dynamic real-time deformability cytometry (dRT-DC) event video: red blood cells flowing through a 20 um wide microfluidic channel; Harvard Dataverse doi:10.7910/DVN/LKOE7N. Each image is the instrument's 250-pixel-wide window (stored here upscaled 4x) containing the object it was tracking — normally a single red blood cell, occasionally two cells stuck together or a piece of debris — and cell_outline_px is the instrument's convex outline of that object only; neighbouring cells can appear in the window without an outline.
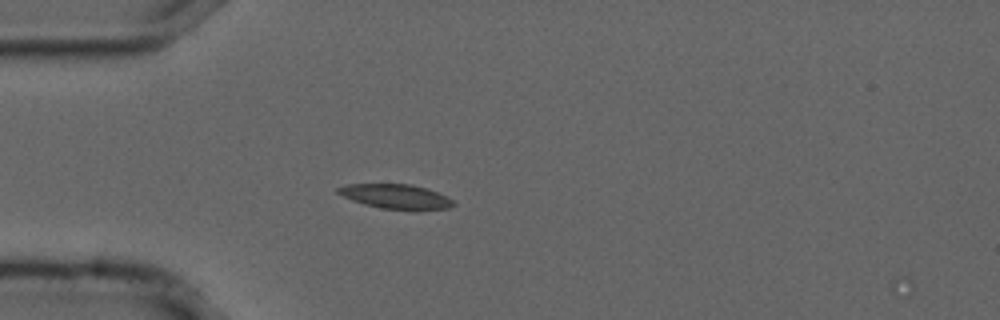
{"species": "common noctule bat (a hibernating species)", "species_latin": "Nyctalus noctula", "temperature_condition": "cold", "stored_images_in_passage": 15, "camera_frame_rate_fps": 3000, "um_per_image_px": 0.085, "animal": {"sex": "male", "forearm_length_mm": 52.5}, "frame": {"image": 1, "passage_image": 13, "time_ms": 4.0, "image_size_px": [1000, 320], "cell_outline_px": [[456, 204], [448, 208], [416, 212], [380, 208], [364, 204], [352, 200], [336, 192], [336, 188], [348, 184], [412, 184], [428, 188], [452, 200]], "centroid_in_image_um": [33.68, 16.73], "position_along_channel_um": 51.3, "area_um2": 16.88}}